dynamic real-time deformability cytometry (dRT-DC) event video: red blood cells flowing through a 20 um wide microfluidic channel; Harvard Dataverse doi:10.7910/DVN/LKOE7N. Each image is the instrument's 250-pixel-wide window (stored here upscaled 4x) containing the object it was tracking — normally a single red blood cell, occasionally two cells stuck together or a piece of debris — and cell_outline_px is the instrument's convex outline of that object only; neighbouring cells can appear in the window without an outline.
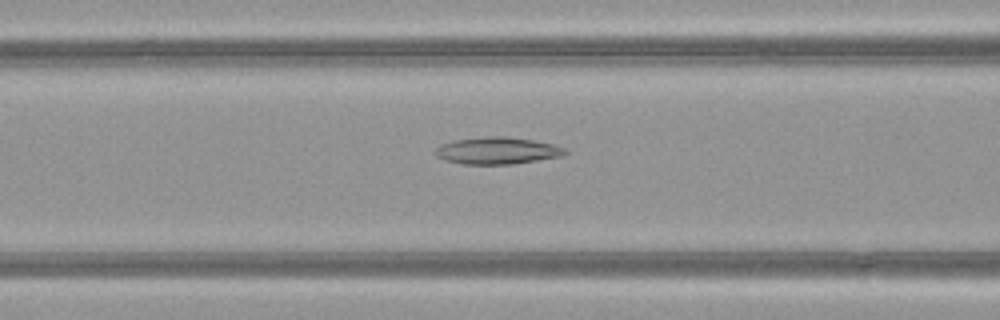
{"species": "common noctule bat (a hibernating species)", "species_latin": "Nyctalus noctula", "temperature_condition": "warm", "stored_images_in_passage": 36, "camera_frame_rate_fps": 3000, "um_per_image_px": 0.085, "animal": {"sex": "female", "body_mass_g": 21.9}, "frame": {"image": 1, "passage_image": 6, "time_ms": 1.667, "image_size_px": [1000, 320], "cell_outline_px": [[568, 152], [560, 156], [512, 164], [464, 164], [444, 160], [436, 156], [432, 152], [440, 144], [452, 140], [488, 136], [508, 136], [532, 140], [552, 144], [564, 148]], "centroid_in_image_um": [42.19, 12.8], "position_along_channel_um": 124.4, "area_um2": 20.4}}
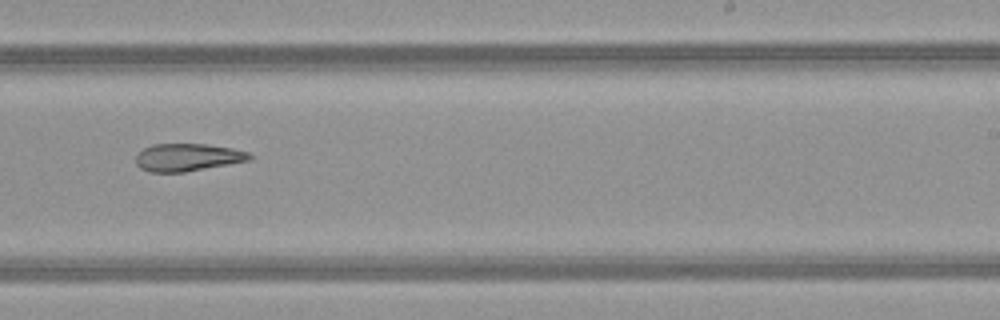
{"frame": {"image": 2, "passage_image": 17, "time_ms": 5.333, "image_size_px": [1000, 320], "cell_outline_px": [[252, 160], [184, 172], [148, 172], [140, 168], [136, 164], [136, 152], [152, 144], [208, 144], [232, 148], [248, 152], [252, 156]], "centroid_in_image_um": [15.92, 13.37], "position_along_channel_um": 273.1, "area_um2": 18.44}}
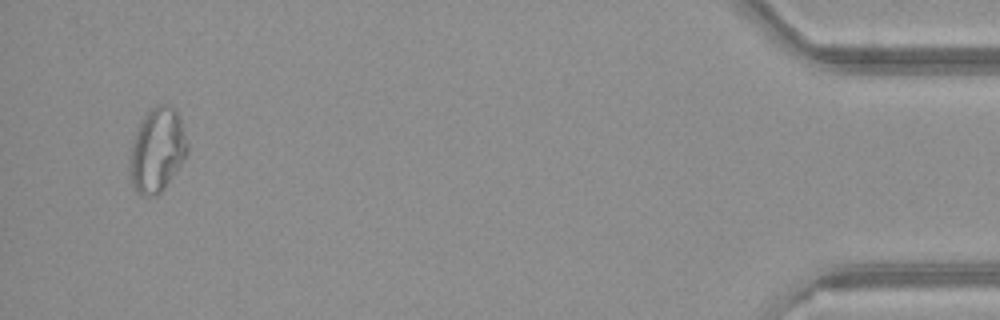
{"frame": {"image": 3, "passage_image": 34, "time_ms": 11.0, "image_size_px": [1000, 320], "cell_outline_px": [[188, 152], [164, 188], [160, 192], [152, 196], [140, 196], [136, 192], [128, 176], [128, 164], [132, 144], [140, 120], [148, 108], [160, 104], [164, 104], [176, 108], [188, 144]], "centroid_in_image_um": [13.31, 12.75], "position_along_channel_um": 421.9, "area_um2": 28.44}}